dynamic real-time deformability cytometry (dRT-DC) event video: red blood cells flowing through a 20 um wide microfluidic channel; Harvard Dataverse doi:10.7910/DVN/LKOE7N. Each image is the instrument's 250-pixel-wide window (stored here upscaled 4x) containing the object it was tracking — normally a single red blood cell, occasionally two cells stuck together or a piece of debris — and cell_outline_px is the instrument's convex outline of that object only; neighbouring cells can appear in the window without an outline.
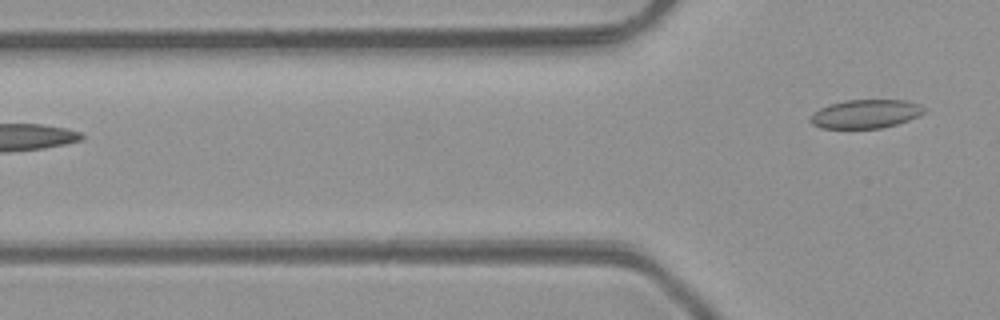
{"species": "common noctule bat (a hibernating species)", "species_latin": "Nyctalus noctula", "temperature_condition": "room temperature", "stored_images_in_passage": 2, "camera_frame_rate_fps": 3000, "um_per_image_px": 0.085, "animal": {"sex": "male", "body_mass_g": 23.1, "forearm_length_mm": 52.7}, "frame": {"image": 1, "passage_image": 2, "time_ms": 1.333, "image_size_px": [1000, 320], "cell_outline_px": [[928, 108], [920, 116], [896, 124], [880, 128], [820, 128], [812, 124], [808, 120], [812, 112], [820, 108], [844, 100], [904, 100], [920, 104]], "centroid_in_image_um": [73.58, 9.68], "position_along_channel_um": 52.2, "area_um2": 19.13}}